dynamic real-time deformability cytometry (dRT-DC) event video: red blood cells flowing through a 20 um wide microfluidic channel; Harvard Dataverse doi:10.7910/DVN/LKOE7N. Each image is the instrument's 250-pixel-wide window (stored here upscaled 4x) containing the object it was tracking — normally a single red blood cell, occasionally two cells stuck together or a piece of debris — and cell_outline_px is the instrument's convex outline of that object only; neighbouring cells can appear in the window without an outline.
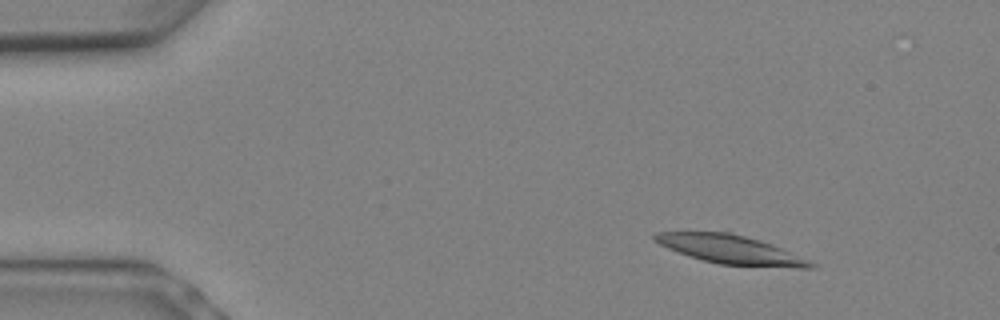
{"species": "Egyptian fruit bat (a non-hibernating species)", "species_latin": "Rousettus aegyptiacus", "temperature_condition": "warm", "stored_images_in_passage": 8, "camera_frame_rate_fps": 3000, "um_per_image_px": 0.085, "animal": {"sex": "female"}, "frame": {"image": 1, "passage_image": 3, "time_ms": 0.667, "image_size_px": [1000, 320], "cell_outline_px": [[816, 264], [812, 268], [796, 268], [720, 264], [688, 256], [668, 248], [652, 240], [652, 236], [656, 232], [732, 232], [760, 240], [772, 244], [808, 260]], "centroid_in_image_um": [62.08, 21.2], "position_along_channel_um": 22.9, "area_um2": 25.89}}
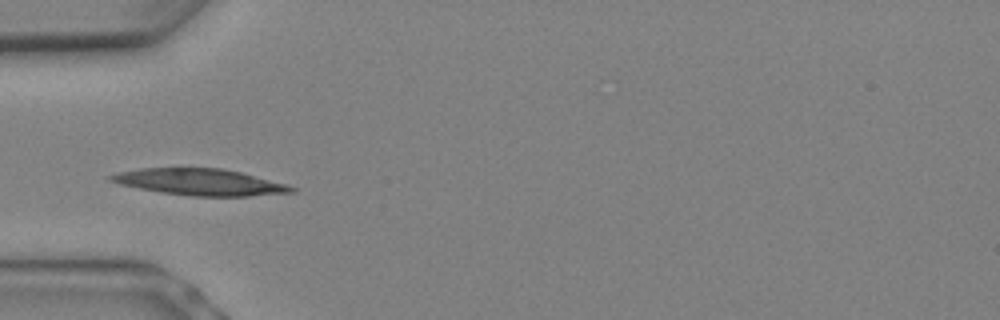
{"frame": {"image": 2, "passage_image": 7, "time_ms": 2.0, "image_size_px": [1000, 320], "cell_outline_px": [[296, 192], [248, 196], [192, 196], [160, 192], [120, 184], [108, 180], [108, 176], [116, 172], [140, 168], [220, 168], [240, 172], [288, 184], [296, 188]], "centroid_in_image_um": [16.99, 15.47], "position_along_channel_um": 68.0, "area_um2": 27.86}}
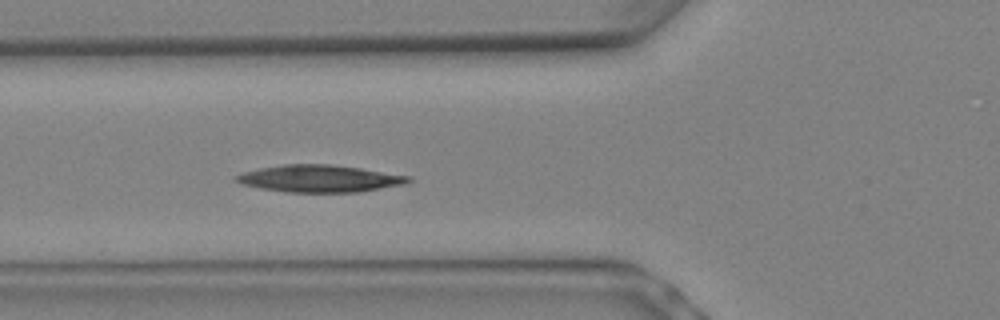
{"frame": {"image": 3, "passage_image": 8, "time_ms": 2.333, "image_size_px": [1000, 320], "cell_outline_px": [[412, 180], [404, 184], [356, 192], [284, 192], [260, 188], [240, 184], [232, 176], [244, 172], [260, 168], [284, 164], [332, 164], [360, 168], [412, 176]], "centroid_in_image_um": [27.14, 15.17], "position_along_channel_um": 98.7, "area_um2": 27.22}}